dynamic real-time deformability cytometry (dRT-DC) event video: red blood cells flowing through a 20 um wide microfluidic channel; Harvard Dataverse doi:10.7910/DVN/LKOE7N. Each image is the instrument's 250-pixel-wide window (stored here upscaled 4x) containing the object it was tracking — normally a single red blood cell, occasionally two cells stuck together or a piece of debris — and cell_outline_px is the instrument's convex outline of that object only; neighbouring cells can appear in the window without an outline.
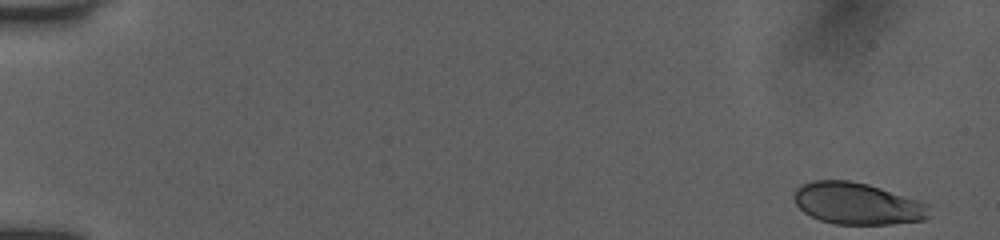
{"species": "human", "species_latin": "Homo sapiens", "temperature_condition": "room temperature", "stored_images_in_passage": 16, "camera_frame_rate_fps": 3000, "um_per_image_px": 0.085, "donor": {"sex": "female"}, "frame": {"image": 1, "passage_image": 1, "time_ms": 0.0, "image_size_px": [1000, 240], "cell_outline_px": [[928, 216], [924, 220], [892, 224], [836, 224], [820, 220], [804, 212], [796, 204], [792, 196], [796, 188], [800, 184], [812, 180], [848, 180], [868, 184], [928, 204]], "centroid_in_image_um": [72.81, 17.3], "position_along_channel_um": 12.2, "area_um2": 32.77}}
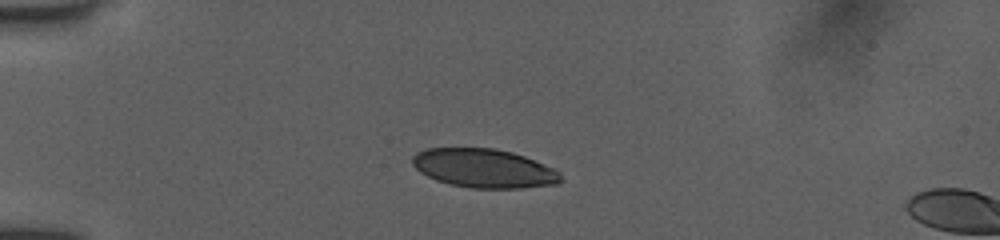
{"frame": {"image": 2, "passage_image": 12, "time_ms": 4.0, "image_size_px": [1000, 240], "cell_outline_px": [[564, 180], [556, 184], [520, 188], [472, 188], [452, 184], [436, 180], [420, 172], [412, 164], [412, 156], [416, 152], [428, 148], [496, 148], [512, 152], [524, 156], [556, 168], [560, 172]], "centroid_in_image_um": [41.17, 14.3], "position_along_channel_um": 43.8, "area_um2": 33.76}}